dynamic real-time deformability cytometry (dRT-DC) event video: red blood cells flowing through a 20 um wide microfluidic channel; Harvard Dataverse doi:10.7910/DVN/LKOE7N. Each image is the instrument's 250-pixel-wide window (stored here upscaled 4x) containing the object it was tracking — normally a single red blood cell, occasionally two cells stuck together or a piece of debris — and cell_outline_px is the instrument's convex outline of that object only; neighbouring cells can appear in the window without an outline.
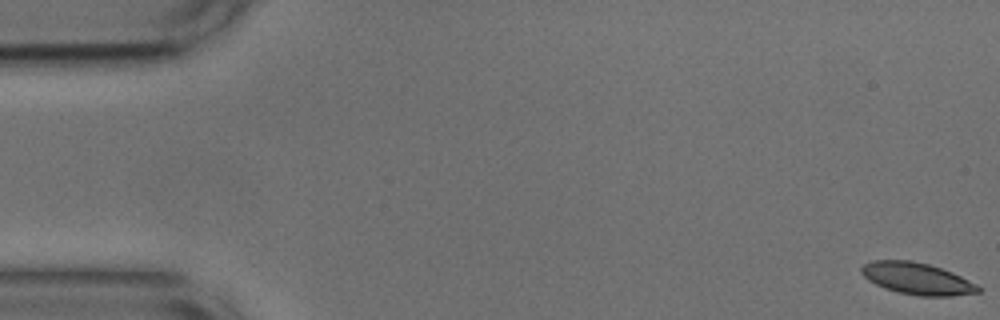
{"species": "common noctule bat (a hibernating species)", "species_latin": "Nyctalus noctula", "temperature_condition": "cold", "stored_images_in_passage": 55, "camera_frame_rate_fps": 3000, "um_per_image_px": 0.085, "animal": {"sex": "male", "body_mass_g": 17.9, "forearm_length_mm": 54.2}, "frame": {"image": 1, "passage_image": 1, "time_ms": 0.0, "image_size_px": [1000, 320], "cell_outline_px": [[984, 288], [980, 292], [952, 296], [920, 296], [900, 292], [884, 288], [868, 280], [860, 272], [860, 268], [864, 264], [872, 260], [912, 260], [928, 264], [952, 272]], "centroid_in_image_um": [77.96, 23.68], "position_along_channel_um": 7.0, "area_um2": 21.62}}
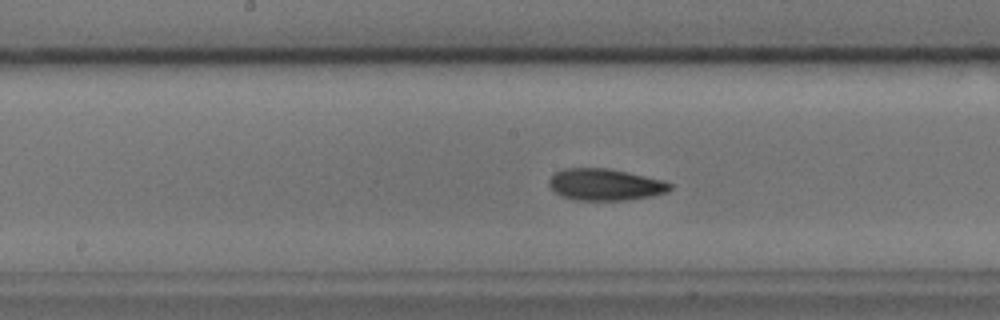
{"frame": {"image": 2, "passage_image": 27, "time_ms": 8.667, "image_size_px": [1000, 320], "cell_outline_px": [[672, 188], [668, 192], [652, 196], [624, 200], [576, 200], [560, 196], [548, 184], [548, 180], [556, 172], [564, 168], [608, 168], [628, 172], [664, 180], [672, 184]], "centroid_in_image_um": [51.45, 15.69], "position_along_channel_um": 196.7, "area_um2": 22.43}}
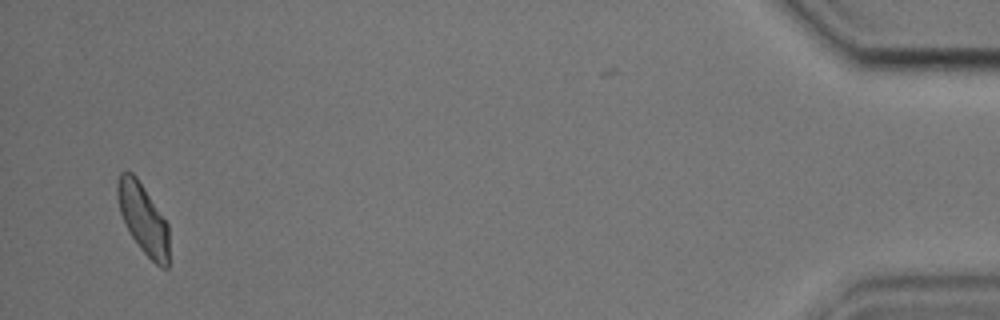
{"frame": {"image": 3, "passage_image": 52, "time_ms": 17.0, "image_size_px": [1000, 320], "cell_outline_px": [[168, 268], [160, 268], [140, 248], [132, 236], [120, 212], [116, 196], [116, 184], [120, 172], [132, 172], [136, 176], [168, 224]], "centroid_in_image_um": [12.16, 18.58], "position_along_channel_um": 423.0, "area_um2": 20.75}, "authors_computed_cell_mechanics": {"area_um2": 21.675, "velocity_mm_per_s": 3.7256, "shape_relaxation_time_tau1_ms": 4.7613, "shape_relaxation_time_tau2_ms": 2.7991, "deformation_change_tau1": 0.1122, "deformation_change_tau2": 0.0852}}